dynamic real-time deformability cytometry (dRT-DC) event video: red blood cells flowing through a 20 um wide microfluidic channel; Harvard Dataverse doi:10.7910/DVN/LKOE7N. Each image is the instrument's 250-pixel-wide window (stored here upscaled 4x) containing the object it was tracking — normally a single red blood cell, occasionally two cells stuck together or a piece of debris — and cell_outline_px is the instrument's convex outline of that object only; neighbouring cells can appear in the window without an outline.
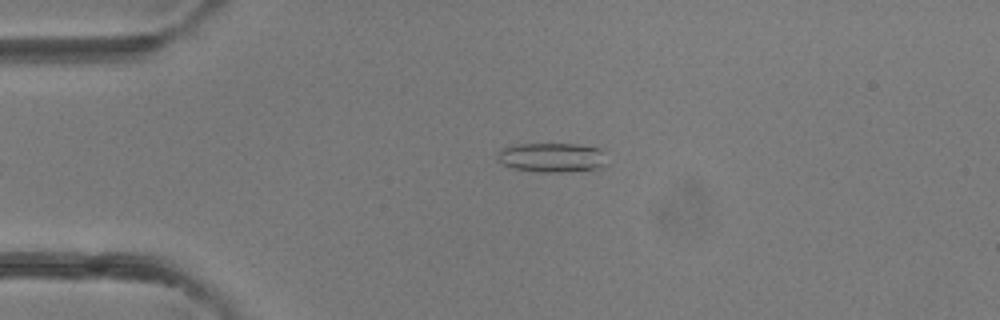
{"species": "common noctule bat (a hibernating species)", "species_latin": "Nyctalus noctula", "temperature_condition": "room temperature", "stored_images_in_passage": 4, "camera_frame_rate_fps": 3000, "um_per_image_px": 0.085, "animal": {"sex": "female"}, "frame": {"image": 1, "passage_image": 4, "time_ms": 3.333, "image_size_px": [1000, 320], "cell_outline_px": [[608, 164], [604, 168], [572, 172], [540, 172], [512, 168], [500, 164], [496, 156], [504, 148], [516, 144], [576, 144], [600, 148]], "centroid_in_image_um": [46.96, 13.41], "position_along_channel_um": 38.0, "area_um2": 19.07}}